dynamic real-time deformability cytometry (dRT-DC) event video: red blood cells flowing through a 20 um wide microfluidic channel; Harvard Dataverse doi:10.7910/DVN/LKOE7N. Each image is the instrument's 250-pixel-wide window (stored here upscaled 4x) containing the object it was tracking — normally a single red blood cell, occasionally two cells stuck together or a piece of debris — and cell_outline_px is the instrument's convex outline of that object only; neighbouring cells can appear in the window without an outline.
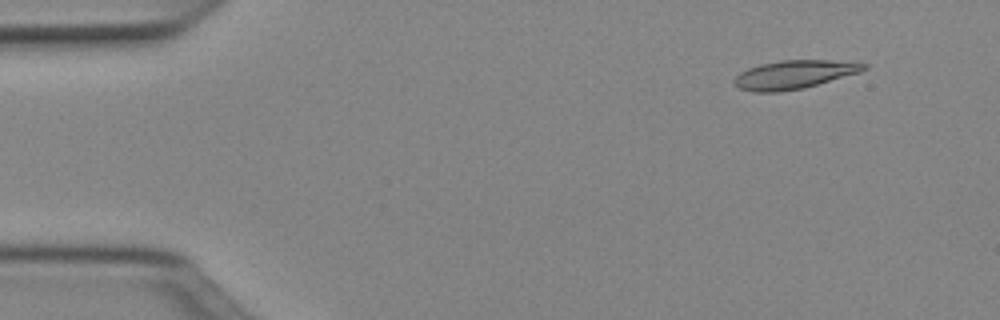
{"species": "Egyptian fruit bat (a non-hibernating species)", "species_latin": "Rousettus aegyptiacus", "temperature_condition": "cold", "stored_images_in_passage": 50, "camera_frame_rate_fps": 3000, "um_per_image_px": 0.085, "animal": {"sex": "female"}, "frame": {"image": 1, "passage_image": 5, "time_ms": 1.333, "image_size_px": [1000, 320], "cell_outline_px": [[868, 68], [860, 72], [804, 88], [776, 92], [752, 92], [740, 88], [732, 80], [740, 72], [748, 68], [760, 64], [780, 60], [828, 60], [868, 64]], "centroid_in_image_um": [67.48, 6.34], "position_along_channel_um": 17.5, "area_um2": 21.39}}
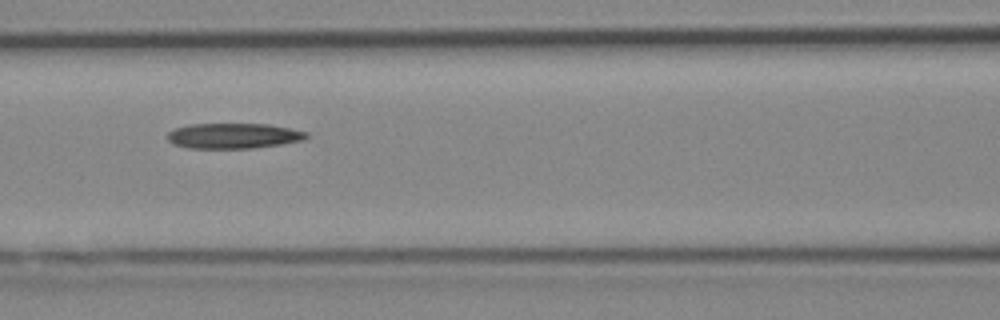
{"frame": {"image": 2, "passage_image": 22, "time_ms": 7.0, "image_size_px": [1000, 320], "cell_outline_px": [[308, 136], [304, 140], [280, 144], [252, 148], [188, 148], [172, 144], [168, 140], [168, 132], [176, 128], [188, 124], [268, 124], [308, 132]], "centroid_in_image_um": [19.83, 11.54], "position_along_channel_um": 146.8, "area_um2": 20.46}}
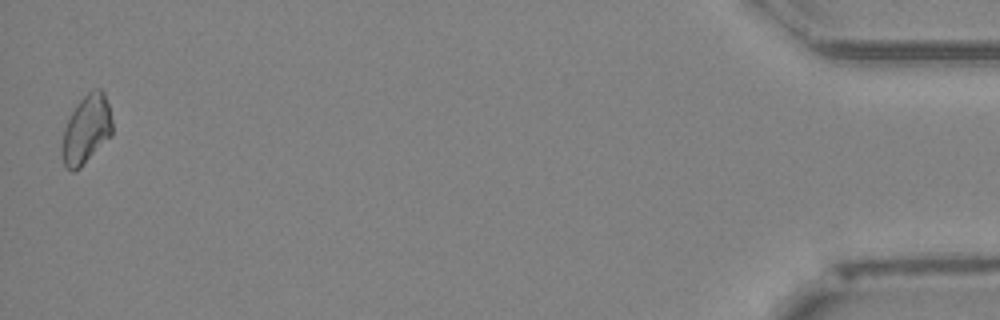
{"frame": {"image": 3, "passage_image": 50, "time_ms": 16.333, "image_size_px": [1000, 320], "cell_outline_px": [[112, 136], [80, 168], [72, 172], [64, 164], [60, 152], [60, 148], [64, 128], [76, 104], [88, 92], [96, 88], [100, 88], [104, 92], [108, 104], [112, 120]], "centroid_in_image_um": [7.33, 11.02], "position_along_channel_um": 427.9, "area_um2": 20.29}}